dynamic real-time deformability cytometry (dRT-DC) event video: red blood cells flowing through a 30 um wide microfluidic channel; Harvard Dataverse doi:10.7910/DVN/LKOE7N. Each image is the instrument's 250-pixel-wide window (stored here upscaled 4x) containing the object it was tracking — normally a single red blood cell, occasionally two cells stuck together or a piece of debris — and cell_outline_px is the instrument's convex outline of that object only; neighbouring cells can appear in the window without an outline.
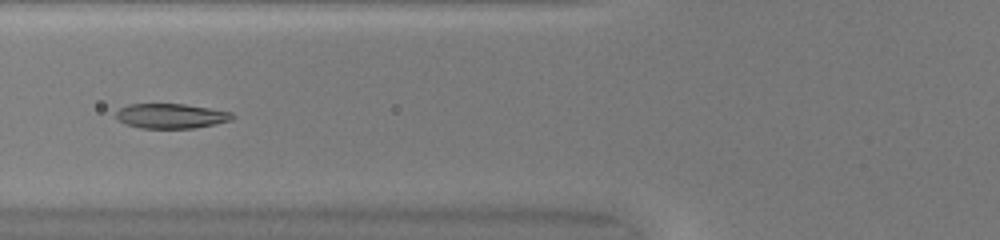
{"species": "common noctule bat (a hibernating species)", "species_latin": "Nyctalus noctula", "temperature_condition": "warm", "stored_images_in_passage": 37, "camera_frame_rate_fps": 3000, "um_per_image_px": 0.085, "animal": {"sex": "female", "body_mass_g": 20.0, "forearm_length_mm": 54.0}, "frame": {"image": 1, "passage_image": 7, "time_ms": 2.0, "image_size_px": [1000, 240], "cell_outline_px": [[236, 116], [232, 120], [196, 128], [140, 128], [124, 124], [116, 116], [116, 112], [120, 108], [128, 104], [184, 104], [232, 112]], "centroid_in_image_um": [14.55, 9.86], "position_along_channel_um": 111.3, "area_um2": 16.82}}
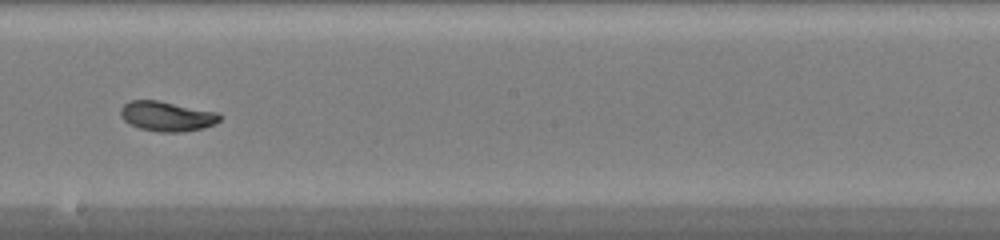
{"frame": {"image": 2, "passage_image": 16, "time_ms": 5.0, "image_size_px": [1000, 240], "cell_outline_px": [[220, 120], [216, 124], [204, 128], [184, 132], [160, 132], [140, 128], [124, 120], [120, 116], [120, 108], [128, 100], [160, 100], [220, 112]], "centroid_in_image_um": [14.22, 9.87], "position_along_channel_um": 234.0, "area_um2": 17.57}}
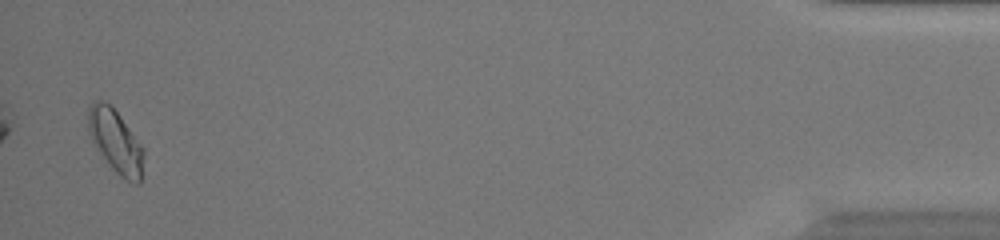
{"frame": {"image": 3, "passage_image": 36, "time_ms": 11.667, "image_size_px": [1000, 240], "cell_outline_px": [[144, 156], [140, 184], [136, 184], [124, 180], [112, 168], [100, 152], [92, 140], [88, 132], [88, 108], [92, 100], [104, 100], [120, 116], [144, 148]], "centroid_in_image_um": [9.83, 12.02], "position_along_channel_um": 425.4, "area_um2": 20.29}, "authors_computed_cell_mechanics": {"area_um2": 17.4556, "velocity_mm_per_s": 4.0951, "shape_relaxation_time_tau1_ms": 2.3377, "shape_relaxation_time_tau2_ms": null, "deformation_change_tau1": 0.1228, "deformation_change_tau2": null}}